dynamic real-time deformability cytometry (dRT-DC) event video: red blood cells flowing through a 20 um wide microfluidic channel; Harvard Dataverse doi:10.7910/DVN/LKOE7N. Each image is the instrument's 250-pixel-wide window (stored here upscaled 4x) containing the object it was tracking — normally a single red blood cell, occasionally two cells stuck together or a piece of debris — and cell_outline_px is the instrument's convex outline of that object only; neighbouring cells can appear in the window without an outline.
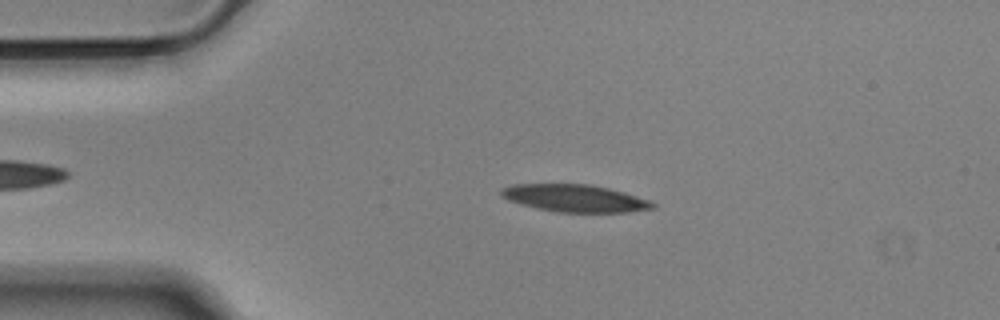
{"species": "Egyptian fruit bat (a non-hibernating species)", "species_latin": "Rousettus aegyptiacus", "temperature_condition": "cold", "stored_images_in_passage": 47, "camera_frame_rate_fps": 3000, "um_per_image_px": 0.085, "animal": {"sex": "male"}, "frame": {"image": 1, "passage_image": 10, "time_ms": 3.0, "image_size_px": [1000, 320], "cell_outline_px": [[656, 208], [628, 212], [556, 212], [536, 208], [508, 200], [500, 196], [500, 188], [512, 184], [588, 184], [608, 188], [624, 192], [648, 200], [656, 204]], "centroid_in_image_um": [48.83, 16.85], "position_along_channel_um": 36.2, "area_um2": 24.16}}
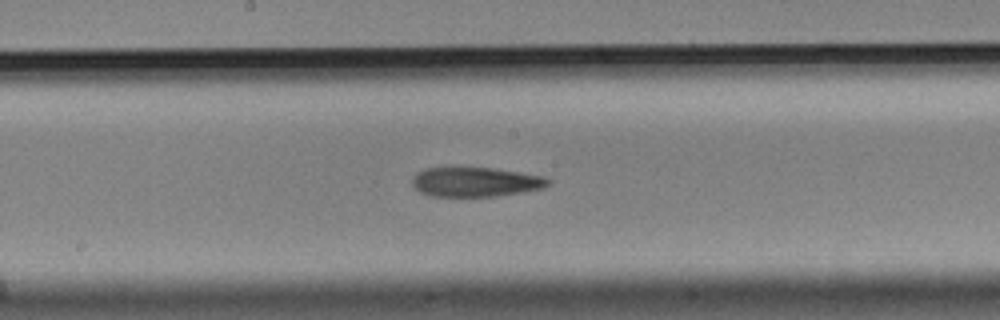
{"frame": {"image": 2, "passage_image": 27, "time_ms": 8.667, "image_size_px": [1000, 320], "cell_outline_px": [[552, 184], [544, 188], [496, 196], [432, 196], [420, 192], [412, 184], [412, 180], [416, 172], [424, 168], [492, 168], [544, 176], [552, 180]], "centroid_in_image_um": [40.45, 15.46], "position_along_channel_um": 207.8, "area_um2": 23.29}}
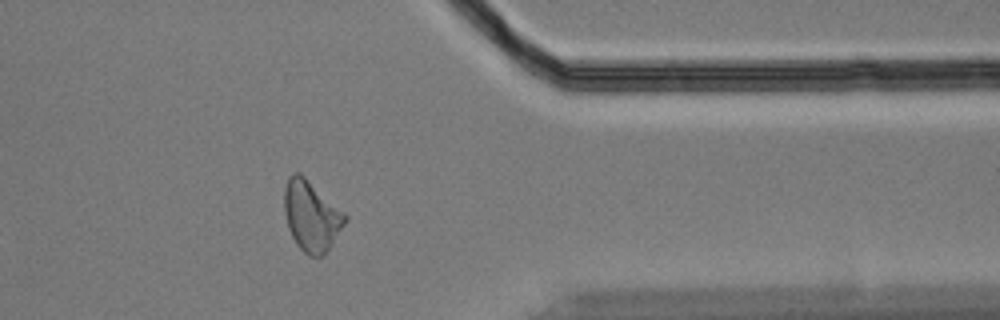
{"frame": {"image": 3, "passage_image": 43, "time_ms": 14.0, "image_size_px": [1000, 320], "cell_outline_px": [[348, 220], [324, 256], [308, 256], [296, 244], [288, 228], [284, 212], [284, 188], [288, 176], [292, 172], [300, 172], [344, 212], [348, 216]], "centroid_in_image_um": [26.46, 18.35], "position_along_channel_um": 384.9, "area_um2": 25.09}, "authors_computed_cell_mechanics": {"area_um2": 24.3338, "velocity_mm_per_s": 3.5936, "shape_relaxation_time_tau1_ms": null, "shape_relaxation_time_tau2_ms": 4.8281, "deformation_change_tau1": null, "deformation_change_tau2": 0.1485}}